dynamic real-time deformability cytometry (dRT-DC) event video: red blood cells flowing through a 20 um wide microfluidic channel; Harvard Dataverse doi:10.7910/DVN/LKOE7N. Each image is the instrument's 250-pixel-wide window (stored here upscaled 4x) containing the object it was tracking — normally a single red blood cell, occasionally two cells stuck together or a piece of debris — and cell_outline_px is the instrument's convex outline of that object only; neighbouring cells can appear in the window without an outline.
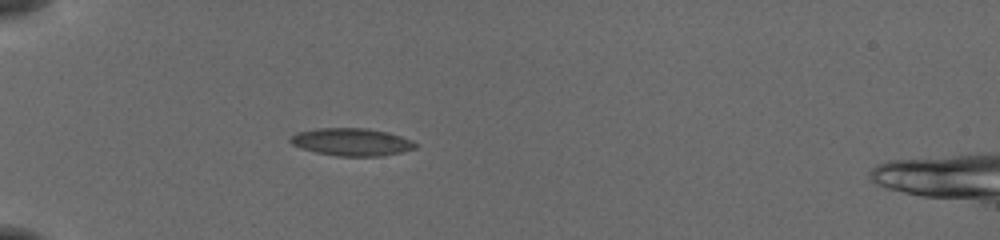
{"species": "common noctule bat (a hibernating species)", "species_latin": "Nyctalus noctula", "temperature_condition": "cold", "stored_images_in_passage": 55, "camera_frame_rate_fps": 3000, "um_per_image_px": 0.085, "animal": {"sex": "female", "body_mass_g": 19.5, "forearm_length_mm": 54.1}, "frame": {"image": 1, "passage_image": 18, "time_ms": 5.667, "image_size_px": [1000, 240], "cell_outline_px": [[416, 148], [400, 152], [380, 156], [336, 156], [316, 152], [292, 144], [288, 140], [296, 132], [316, 128], [368, 128], [400, 136], [416, 144]], "centroid_in_image_um": [29.84, 12.06], "position_along_channel_um": 55.2, "area_um2": 19.77}}
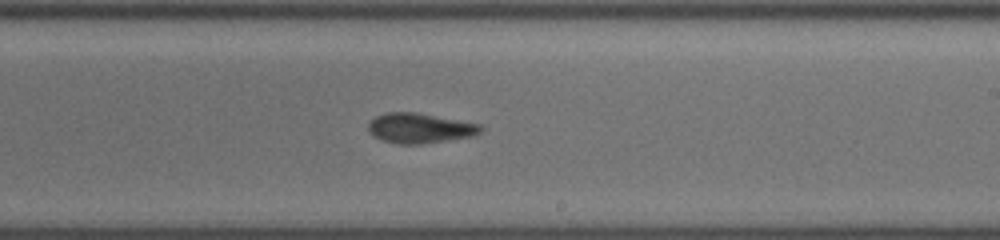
{"frame": {"image": 2, "passage_image": 35, "time_ms": 11.333, "image_size_px": [1000, 240], "cell_outline_px": [[484, 128], [476, 136], [420, 144], [400, 144], [384, 140], [376, 136], [368, 128], [368, 124], [376, 116], [388, 112], [416, 112], [480, 124]], "centroid_in_image_um": [35.75, 10.89], "position_along_channel_um": 253.3, "area_um2": 19.42}}
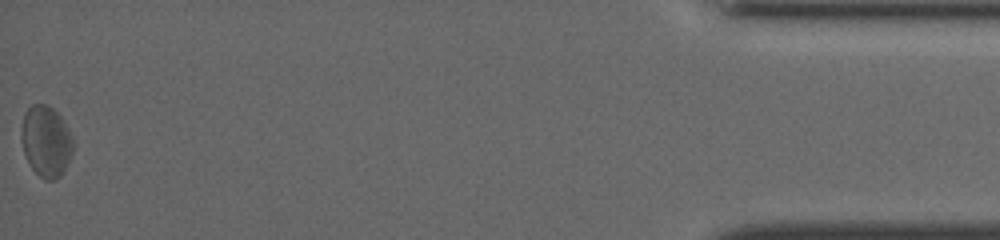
{"frame": {"image": 3, "passage_image": 55, "time_ms": 18.0, "image_size_px": [1000, 240], "cell_outline_px": [[72, 152], [64, 172], [56, 180], [44, 180], [32, 168], [24, 152], [20, 136], [24, 112], [32, 104], [48, 104], [60, 116], [72, 136]], "centroid_in_image_um": [3.9, 12.01], "position_along_channel_um": 431.3, "area_um2": 21.33}, "authors_computed_cell_mechanics": {"area_um2": 19.652, "velocity_mm_per_s": 3.8538, "shape_relaxation_time_tau1_ms": 6.4791, "shape_relaxation_time_tau2_ms": 3.4662, "deformation_change_tau1": 0.0996, "deformation_change_tau2": 0.1002}}